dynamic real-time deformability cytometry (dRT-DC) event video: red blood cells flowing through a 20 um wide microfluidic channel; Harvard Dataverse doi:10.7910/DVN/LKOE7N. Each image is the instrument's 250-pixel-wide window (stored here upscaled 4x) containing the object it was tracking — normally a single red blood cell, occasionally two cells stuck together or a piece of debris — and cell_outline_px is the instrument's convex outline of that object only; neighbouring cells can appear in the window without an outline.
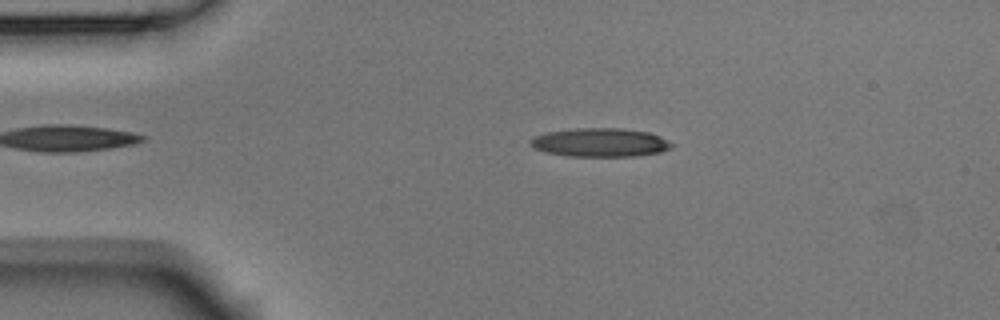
{"species": "Egyptian fruit bat (a non-hibernating species)", "species_latin": "Rousettus aegyptiacus", "temperature_condition": "room temperature", "stored_images_in_passage": 5, "camera_frame_rate_fps": 3000, "um_per_image_px": 0.085, "animal": {"sex": "male"}, "frame": {"image": 1, "passage_image": 2, "time_ms": 0.333, "image_size_px": [1000, 320], "cell_outline_px": [[672, 144], [668, 148], [660, 152], [636, 156], [568, 156], [548, 152], [536, 148], [528, 140], [536, 136], [548, 132], [576, 128], [620, 128], [648, 132], [660, 136]], "centroid_in_image_um": [51.02, 12.1], "position_along_channel_um": 34.0, "area_um2": 23.18}}
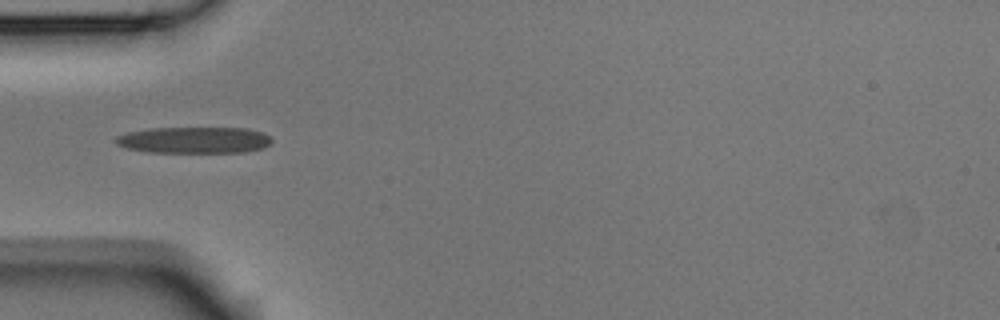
{"frame": {"image": 2, "passage_image": 4, "time_ms": 1.0, "image_size_px": [1000, 320], "cell_outline_px": [[272, 144], [260, 148], [244, 152], [148, 152], [124, 148], [116, 144], [116, 136], [128, 132], [148, 128], [244, 128], [260, 132], [268, 136], [272, 140]], "centroid_in_image_um": [16.45, 11.9], "position_along_channel_um": 68.5, "area_um2": 23.93}}
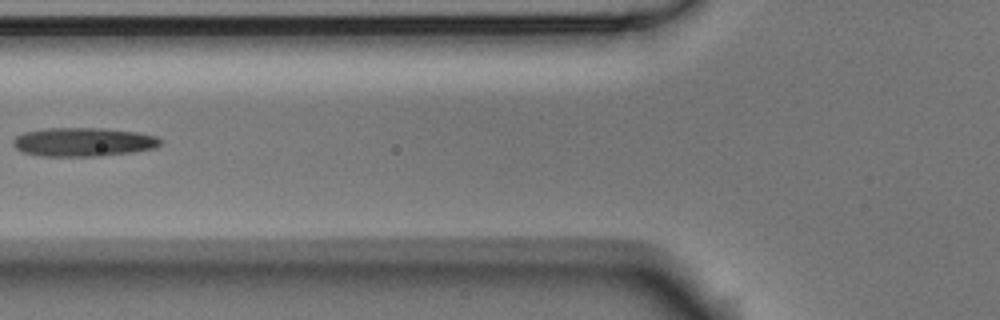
{"frame": {"image": 3, "passage_image": 5, "time_ms": 1.333, "image_size_px": [1000, 320], "cell_outline_px": [[160, 144], [156, 148], [132, 152], [100, 156], [40, 156], [24, 152], [16, 148], [12, 144], [12, 140], [16, 136], [24, 132], [44, 128], [104, 128], [136, 132], [156, 136], [160, 140]], "centroid_in_image_um": [7.06, 12.07], "position_along_channel_um": 118.7, "area_um2": 24.74}}